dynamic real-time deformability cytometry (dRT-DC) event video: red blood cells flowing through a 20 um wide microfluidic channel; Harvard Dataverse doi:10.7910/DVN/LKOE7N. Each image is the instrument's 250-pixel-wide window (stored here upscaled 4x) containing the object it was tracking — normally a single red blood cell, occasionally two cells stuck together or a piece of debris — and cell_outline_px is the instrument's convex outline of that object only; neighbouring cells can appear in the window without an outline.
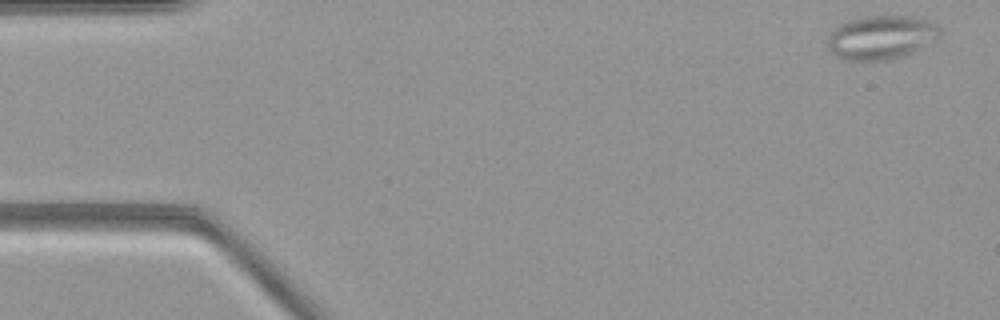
{"species": "common noctule bat (a hibernating species)", "species_latin": "Nyctalus noctula", "temperature_condition": "warm", "stored_images_in_passage": 52, "camera_frame_rate_fps": 3000, "um_per_image_px": 0.085, "animal": {"sex": "female", "body_mass_g": 21.9}, "frame": {"image": 1, "passage_image": 2, "time_ms": 0.333, "image_size_px": [1000, 320], "cell_outline_px": [[944, 32], [936, 40], [912, 52], [888, 60], [844, 60], [836, 56], [828, 48], [828, 36], [840, 24], [848, 20], [868, 16], [908, 16], [928, 20], [936, 24]], "centroid_in_image_um": [74.93, 3.17], "position_along_channel_um": 10.1, "area_um2": 28.61}}
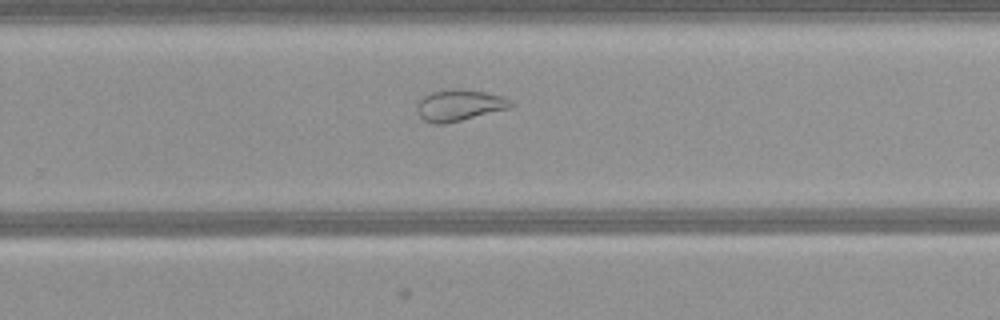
{"frame": {"image": 2, "passage_image": 33, "time_ms": 10.667, "image_size_px": [1000, 320], "cell_outline_px": [[516, 104], [508, 108], [444, 124], [432, 124], [424, 120], [420, 116], [416, 108], [416, 104], [428, 92], [448, 88], [460, 88], [484, 92], [500, 96], [512, 100]], "centroid_in_image_um": [39.0, 8.92], "position_along_channel_um": 290.8, "area_um2": 17.17}}
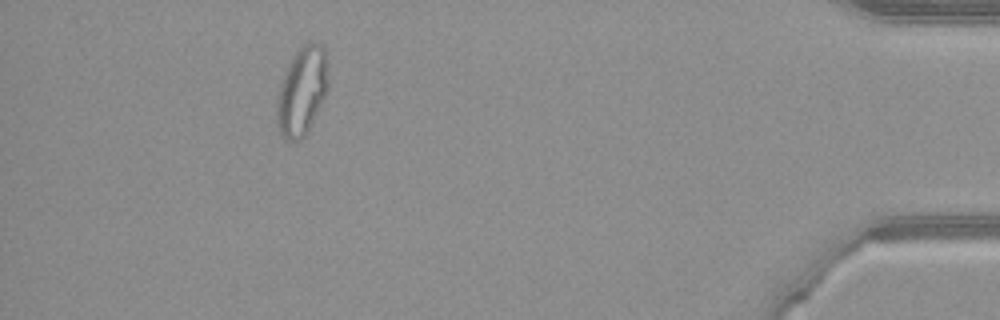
{"frame": {"image": 3, "passage_image": 47, "time_ms": 15.333, "image_size_px": [1000, 320], "cell_outline_px": [[328, 88], [312, 124], [308, 132], [300, 140], [284, 140], [280, 136], [276, 124], [276, 104], [280, 84], [284, 72], [296, 48], [304, 44], [320, 44], [324, 48], [328, 76]], "centroid_in_image_um": [25.63, 7.78], "position_along_channel_um": 409.6, "area_um2": 26.7}}